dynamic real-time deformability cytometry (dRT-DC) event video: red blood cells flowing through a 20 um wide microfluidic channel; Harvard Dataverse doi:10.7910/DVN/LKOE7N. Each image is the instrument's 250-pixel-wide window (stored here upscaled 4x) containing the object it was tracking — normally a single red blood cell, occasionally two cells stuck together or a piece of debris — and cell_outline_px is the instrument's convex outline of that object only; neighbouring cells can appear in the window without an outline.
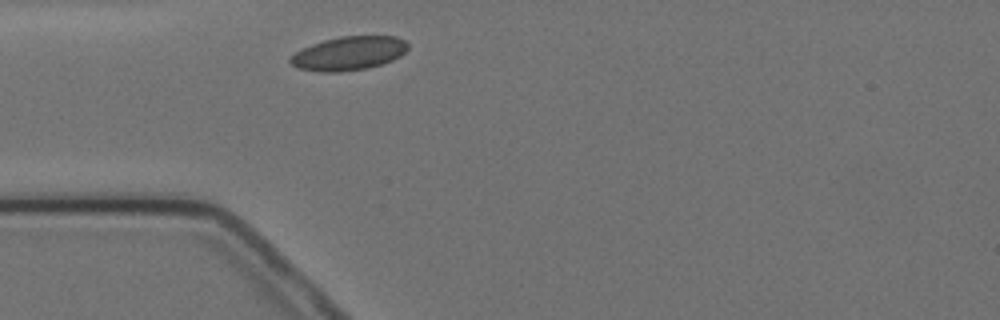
{"species": "Egyptian fruit bat (a non-hibernating species)", "species_latin": "Rousettus aegyptiacus", "temperature_condition": "cold", "stored_images_in_passage": 1, "camera_frame_rate_fps": 3000, "um_per_image_px": 0.085, "animal": {"sex": "female"}, "frame": {"image": 1, "passage_image": 1, "time_ms": 0.0, "image_size_px": [1000, 320], "cell_outline_px": [[408, 48], [400, 56], [392, 60], [380, 64], [364, 68], [336, 72], [320, 72], [296, 68], [288, 60], [296, 52], [312, 44], [324, 40], [340, 36], [396, 36], [404, 40], [408, 44]], "centroid_in_image_um": [29.64, 4.53], "position_along_channel_um": 55.4, "area_um2": 22.89}}